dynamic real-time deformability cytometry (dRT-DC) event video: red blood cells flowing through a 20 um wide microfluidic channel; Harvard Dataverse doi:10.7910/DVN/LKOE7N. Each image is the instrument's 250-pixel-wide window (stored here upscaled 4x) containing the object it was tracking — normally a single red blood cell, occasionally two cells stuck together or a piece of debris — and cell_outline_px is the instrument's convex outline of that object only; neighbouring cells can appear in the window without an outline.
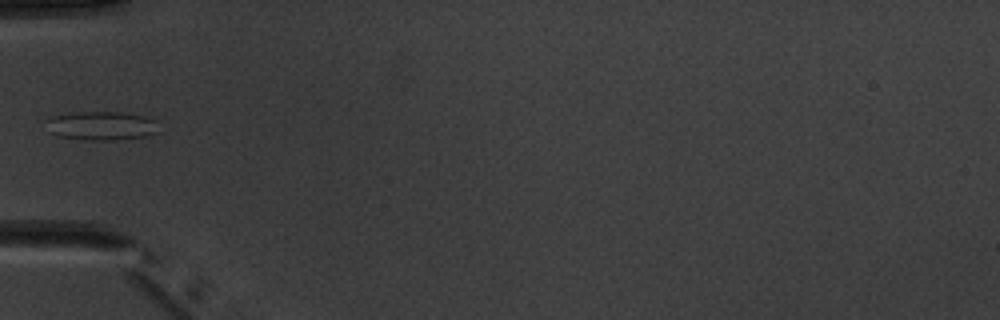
{"species": "common noctule bat (a hibernating species)", "species_latin": "Nyctalus noctula", "temperature_condition": "warm", "stored_images_in_passage": 5, "camera_frame_rate_fps": 3000, "um_per_image_px": 0.085, "animal": {"sex": "male", "body_mass_g": 20.1, "forearm_length_mm": 53.5}, "frame": {"image": 1, "passage_image": 5, "time_ms": 4.667, "image_size_px": [1000, 320], "cell_outline_px": [[156, 132], [144, 136], [116, 140], [84, 140], [56, 136], [52, 132], [44, 120], [52, 116], [80, 112], [120, 112], [144, 116], [156, 120]], "centroid_in_image_um": [8.59, 10.69], "position_along_channel_um": 76.4, "area_um2": 18.73}}